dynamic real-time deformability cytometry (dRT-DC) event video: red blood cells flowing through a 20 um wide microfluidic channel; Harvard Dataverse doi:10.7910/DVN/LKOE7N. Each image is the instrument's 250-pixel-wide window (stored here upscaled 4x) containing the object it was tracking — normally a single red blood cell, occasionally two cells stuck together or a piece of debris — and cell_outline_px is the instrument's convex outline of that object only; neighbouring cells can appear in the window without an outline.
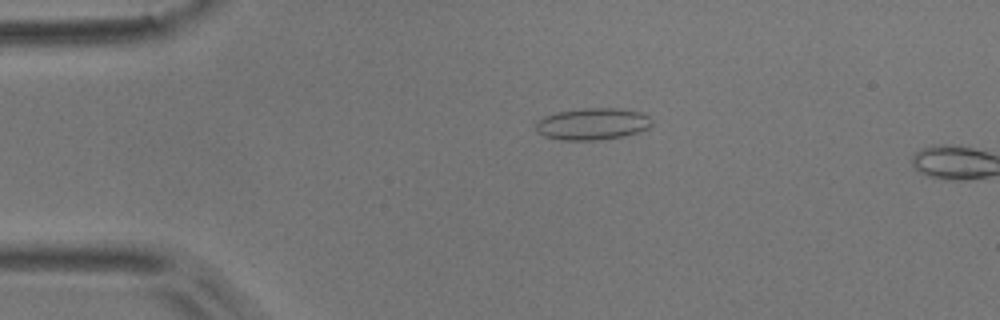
{"species": "common noctule bat (a hibernating species)", "species_latin": "Nyctalus noctula", "temperature_condition": "room temperature", "stored_images_in_passage": 3, "camera_frame_rate_fps": 3000, "um_per_image_px": 0.085, "animal": {"sex": "male", "body_mass_g": 17.9}, "frame": {"image": 1, "passage_image": 2, "time_ms": 0.333, "image_size_px": [1000, 320], "cell_outline_px": [[652, 124], [648, 128], [640, 132], [624, 136], [596, 140], [560, 140], [544, 136], [536, 128], [536, 120], [544, 116], [556, 112], [580, 108], [616, 108], [640, 112], [648, 116], [652, 120]], "centroid_in_image_um": [50.36, 10.53], "position_along_channel_um": 34.6, "area_um2": 21.62}}